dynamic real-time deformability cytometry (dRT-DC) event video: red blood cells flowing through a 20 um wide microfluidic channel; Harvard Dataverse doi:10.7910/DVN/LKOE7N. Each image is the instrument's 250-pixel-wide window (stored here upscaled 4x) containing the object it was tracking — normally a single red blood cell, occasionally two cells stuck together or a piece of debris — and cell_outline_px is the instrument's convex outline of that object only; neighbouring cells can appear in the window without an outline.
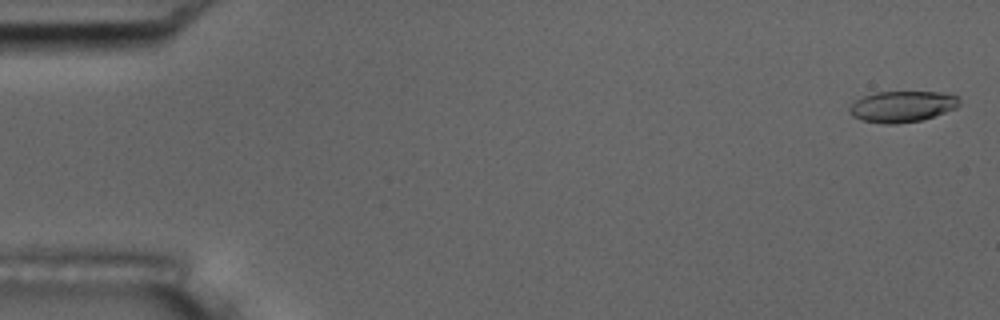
{"species": "common noctule bat (a hibernating species)", "species_latin": "Nyctalus noctula", "temperature_condition": "room temperature", "stored_images_in_passage": 10, "camera_frame_rate_fps": 3000, "um_per_image_px": 0.085, "animal": {"sex": "male", "body_mass_g": 17.5, "forearm_length_mm": 52.3}, "frame": {"image": 1, "passage_image": 2, "time_ms": 0.333, "image_size_px": [1000, 320], "cell_outline_px": [[960, 104], [956, 108], [920, 120], [896, 124], [884, 124], [864, 120], [852, 116], [848, 112], [848, 108], [856, 100], [864, 96], [876, 92], [944, 92], [956, 96], [960, 100]], "centroid_in_image_um": [76.67, 9.05], "position_along_channel_um": 8.3, "area_um2": 19.77}}